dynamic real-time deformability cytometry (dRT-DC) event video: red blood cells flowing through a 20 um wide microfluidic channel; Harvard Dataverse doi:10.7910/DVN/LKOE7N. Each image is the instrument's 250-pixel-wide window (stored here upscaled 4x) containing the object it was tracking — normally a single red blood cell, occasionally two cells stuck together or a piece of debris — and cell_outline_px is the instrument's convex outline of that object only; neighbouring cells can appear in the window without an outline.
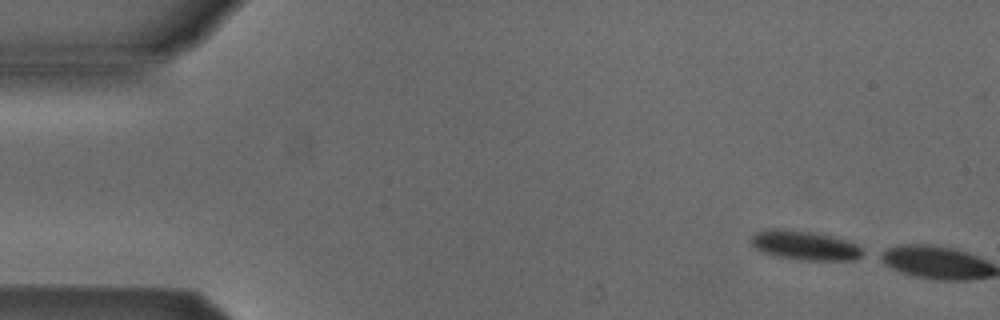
{"species": "Egyptian fruit bat (a non-hibernating species)", "species_latin": "Rousettus aegyptiacus", "temperature_condition": "cold", "stored_images_in_passage": 2, "camera_frame_rate_fps": 3000, "um_per_image_px": 0.085, "animal": {"sex": "male"}, "frame": {"image": 1, "passage_image": 1, "time_ms": 0.0, "image_size_px": [1000, 320], "cell_outline_px": [[868, 252], [864, 256], [856, 260], [800, 260], [772, 256], [756, 248], [748, 240], [756, 232], [772, 228], [784, 228], [812, 232], [844, 240], [856, 244]], "centroid_in_image_um": [68.42, 20.87], "position_along_channel_um": 16.6, "area_um2": 19.31}}